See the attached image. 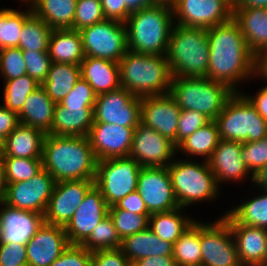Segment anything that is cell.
Listing matches in <instances>:
<instances>
[{
	"label": "cell",
	"instance_id": "1",
	"mask_svg": "<svg viewBox=\"0 0 267 266\" xmlns=\"http://www.w3.org/2000/svg\"><path fill=\"white\" fill-rule=\"evenodd\" d=\"M207 36L210 59L206 77L237 92L236 83L255 74V56L249 51L240 25L232 18L207 29Z\"/></svg>",
	"mask_w": 267,
	"mask_h": 266
},
{
	"label": "cell",
	"instance_id": "2",
	"mask_svg": "<svg viewBox=\"0 0 267 266\" xmlns=\"http://www.w3.org/2000/svg\"><path fill=\"white\" fill-rule=\"evenodd\" d=\"M43 168L56 182L94 180L97 159L88 137L46 134L42 151Z\"/></svg>",
	"mask_w": 267,
	"mask_h": 266
},
{
	"label": "cell",
	"instance_id": "3",
	"mask_svg": "<svg viewBox=\"0 0 267 266\" xmlns=\"http://www.w3.org/2000/svg\"><path fill=\"white\" fill-rule=\"evenodd\" d=\"M176 20L172 6L153 4L127 18L128 49L148 55L166 56L170 34Z\"/></svg>",
	"mask_w": 267,
	"mask_h": 266
},
{
	"label": "cell",
	"instance_id": "4",
	"mask_svg": "<svg viewBox=\"0 0 267 266\" xmlns=\"http://www.w3.org/2000/svg\"><path fill=\"white\" fill-rule=\"evenodd\" d=\"M121 87L138 97L169 93L172 73L164 55L127 50L118 62Z\"/></svg>",
	"mask_w": 267,
	"mask_h": 266
},
{
	"label": "cell",
	"instance_id": "5",
	"mask_svg": "<svg viewBox=\"0 0 267 266\" xmlns=\"http://www.w3.org/2000/svg\"><path fill=\"white\" fill-rule=\"evenodd\" d=\"M209 56L207 29L174 24L166 53L173 77H206Z\"/></svg>",
	"mask_w": 267,
	"mask_h": 266
},
{
	"label": "cell",
	"instance_id": "6",
	"mask_svg": "<svg viewBox=\"0 0 267 266\" xmlns=\"http://www.w3.org/2000/svg\"><path fill=\"white\" fill-rule=\"evenodd\" d=\"M234 93L227 84L207 77H173L169 90L181 110L203 113L210 120L216 119Z\"/></svg>",
	"mask_w": 267,
	"mask_h": 266
},
{
	"label": "cell",
	"instance_id": "7",
	"mask_svg": "<svg viewBox=\"0 0 267 266\" xmlns=\"http://www.w3.org/2000/svg\"><path fill=\"white\" fill-rule=\"evenodd\" d=\"M223 140L252 142L267 136V121L256 111L245 94L237 91L215 119Z\"/></svg>",
	"mask_w": 267,
	"mask_h": 266
},
{
	"label": "cell",
	"instance_id": "8",
	"mask_svg": "<svg viewBox=\"0 0 267 266\" xmlns=\"http://www.w3.org/2000/svg\"><path fill=\"white\" fill-rule=\"evenodd\" d=\"M167 167L180 208L217 197L219 188L208 161L199 164L187 159L174 160Z\"/></svg>",
	"mask_w": 267,
	"mask_h": 266
},
{
	"label": "cell",
	"instance_id": "9",
	"mask_svg": "<svg viewBox=\"0 0 267 266\" xmlns=\"http://www.w3.org/2000/svg\"><path fill=\"white\" fill-rule=\"evenodd\" d=\"M140 164L131 157L97 161L94 185L110 207L137 190Z\"/></svg>",
	"mask_w": 267,
	"mask_h": 266
},
{
	"label": "cell",
	"instance_id": "10",
	"mask_svg": "<svg viewBox=\"0 0 267 266\" xmlns=\"http://www.w3.org/2000/svg\"><path fill=\"white\" fill-rule=\"evenodd\" d=\"M85 56L119 62L128 50L125 23L104 19L78 30Z\"/></svg>",
	"mask_w": 267,
	"mask_h": 266
},
{
	"label": "cell",
	"instance_id": "11",
	"mask_svg": "<svg viewBox=\"0 0 267 266\" xmlns=\"http://www.w3.org/2000/svg\"><path fill=\"white\" fill-rule=\"evenodd\" d=\"M201 266H242L229 223L219 218L213 224L200 222Z\"/></svg>",
	"mask_w": 267,
	"mask_h": 266
},
{
	"label": "cell",
	"instance_id": "12",
	"mask_svg": "<svg viewBox=\"0 0 267 266\" xmlns=\"http://www.w3.org/2000/svg\"><path fill=\"white\" fill-rule=\"evenodd\" d=\"M56 181L44 168L28 181L6 183L2 202L10 207L44 216Z\"/></svg>",
	"mask_w": 267,
	"mask_h": 266
},
{
	"label": "cell",
	"instance_id": "13",
	"mask_svg": "<svg viewBox=\"0 0 267 266\" xmlns=\"http://www.w3.org/2000/svg\"><path fill=\"white\" fill-rule=\"evenodd\" d=\"M93 112V123L137 127L141 123V97L120 87L97 95Z\"/></svg>",
	"mask_w": 267,
	"mask_h": 266
},
{
	"label": "cell",
	"instance_id": "14",
	"mask_svg": "<svg viewBox=\"0 0 267 266\" xmlns=\"http://www.w3.org/2000/svg\"><path fill=\"white\" fill-rule=\"evenodd\" d=\"M174 24L210 29L233 18V5L228 0H176L172 5Z\"/></svg>",
	"mask_w": 267,
	"mask_h": 266
},
{
	"label": "cell",
	"instance_id": "15",
	"mask_svg": "<svg viewBox=\"0 0 267 266\" xmlns=\"http://www.w3.org/2000/svg\"><path fill=\"white\" fill-rule=\"evenodd\" d=\"M177 146L153 128L140 123L133 133L129 157L141 167H166L176 155Z\"/></svg>",
	"mask_w": 267,
	"mask_h": 266
},
{
	"label": "cell",
	"instance_id": "16",
	"mask_svg": "<svg viewBox=\"0 0 267 266\" xmlns=\"http://www.w3.org/2000/svg\"><path fill=\"white\" fill-rule=\"evenodd\" d=\"M137 191L150 214L179 208L168 167H141Z\"/></svg>",
	"mask_w": 267,
	"mask_h": 266
},
{
	"label": "cell",
	"instance_id": "17",
	"mask_svg": "<svg viewBox=\"0 0 267 266\" xmlns=\"http://www.w3.org/2000/svg\"><path fill=\"white\" fill-rule=\"evenodd\" d=\"M108 215L109 206L99 189L93 185L64 226L69 244L82 245L95 227Z\"/></svg>",
	"mask_w": 267,
	"mask_h": 266
},
{
	"label": "cell",
	"instance_id": "18",
	"mask_svg": "<svg viewBox=\"0 0 267 266\" xmlns=\"http://www.w3.org/2000/svg\"><path fill=\"white\" fill-rule=\"evenodd\" d=\"M94 180H70L56 182L44 214V222L65 226L82 203Z\"/></svg>",
	"mask_w": 267,
	"mask_h": 266
},
{
	"label": "cell",
	"instance_id": "19",
	"mask_svg": "<svg viewBox=\"0 0 267 266\" xmlns=\"http://www.w3.org/2000/svg\"><path fill=\"white\" fill-rule=\"evenodd\" d=\"M135 128L93 123L87 137L97 161L128 157Z\"/></svg>",
	"mask_w": 267,
	"mask_h": 266
},
{
	"label": "cell",
	"instance_id": "20",
	"mask_svg": "<svg viewBox=\"0 0 267 266\" xmlns=\"http://www.w3.org/2000/svg\"><path fill=\"white\" fill-rule=\"evenodd\" d=\"M181 108L168 94L141 97V123L153 128L176 145Z\"/></svg>",
	"mask_w": 267,
	"mask_h": 266
},
{
	"label": "cell",
	"instance_id": "21",
	"mask_svg": "<svg viewBox=\"0 0 267 266\" xmlns=\"http://www.w3.org/2000/svg\"><path fill=\"white\" fill-rule=\"evenodd\" d=\"M68 245L63 226L43 222L26 243L28 266H50Z\"/></svg>",
	"mask_w": 267,
	"mask_h": 266
},
{
	"label": "cell",
	"instance_id": "22",
	"mask_svg": "<svg viewBox=\"0 0 267 266\" xmlns=\"http://www.w3.org/2000/svg\"><path fill=\"white\" fill-rule=\"evenodd\" d=\"M222 217L229 223L242 266H266L267 230L237 223L228 213Z\"/></svg>",
	"mask_w": 267,
	"mask_h": 266
},
{
	"label": "cell",
	"instance_id": "23",
	"mask_svg": "<svg viewBox=\"0 0 267 266\" xmlns=\"http://www.w3.org/2000/svg\"><path fill=\"white\" fill-rule=\"evenodd\" d=\"M0 243L26 244L44 222L43 215L10 207L0 201Z\"/></svg>",
	"mask_w": 267,
	"mask_h": 266
},
{
	"label": "cell",
	"instance_id": "24",
	"mask_svg": "<svg viewBox=\"0 0 267 266\" xmlns=\"http://www.w3.org/2000/svg\"><path fill=\"white\" fill-rule=\"evenodd\" d=\"M241 152L242 142L220 139L208 160L218 187L223 181H242L250 173L241 157Z\"/></svg>",
	"mask_w": 267,
	"mask_h": 266
},
{
	"label": "cell",
	"instance_id": "25",
	"mask_svg": "<svg viewBox=\"0 0 267 266\" xmlns=\"http://www.w3.org/2000/svg\"><path fill=\"white\" fill-rule=\"evenodd\" d=\"M233 19L255 57L267 49V8H233Z\"/></svg>",
	"mask_w": 267,
	"mask_h": 266
},
{
	"label": "cell",
	"instance_id": "26",
	"mask_svg": "<svg viewBox=\"0 0 267 266\" xmlns=\"http://www.w3.org/2000/svg\"><path fill=\"white\" fill-rule=\"evenodd\" d=\"M94 107H69L55 103L51 135L87 137L94 122Z\"/></svg>",
	"mask_w": 267,
	"mask_h": 266
},
{
	"label": "cell",
	"instance_id": "27",
	"mask_svg": "<svg viewBox=\"0 0 267 266\" xmlns=\"http://www.w3.org/2000/svg\"><path fill=\"white\" fill-rule=\"evenodd\" d=\"M81 77L99 95L121 87L119 63L85 56L80 64Z\"/></svg>",
	"mask_w": 267,
	"mask_h": 266
},
{
	"label": "cell",
	"instance_id": "28",
	"mask_svg": "<svg viewBox=\"0 0 267 266\" xmlns=\"http://www.w3.org/2000/svg\"><path fill=\"white\" fill-rule=\"evenodd\" d=\"M54 107L55 103L47 95L44 87L40 85L26 98L21 111L18 113L19 122L37 128L45 134H50Z\"/></svg>",
	"mask_w": 267,
	"mask_h": 266
},
{
	"label": "cell",
	"instance_id": "29",
	"mask_svg": "<svg viewBox=\"0 0 267 266\" xmlns=\"http://www.w3.org/2000/svg\"><path fill=\"white\" fill-rule=\"evenodd\" d=\"M45 136L43 131L20 123L6 137L2 157L42 159Z\"/></svg>",
	"mask_w": 267,
	"mask_h": 266
},
{
	"label": "cell",
	"instance_id": "30",
	"mask_svg": "<svg viewBox=\"0 0 267 266\" xmlns=\"http://www.w3.org/2000/svg\"><path fill=\"white\" fill-rule=\"evenodd\" d=\"M172 248V243L160 239L149 228L125 237L120 247L131 263L154 255L172 256Z\"/></svg>",
	"mask_w": 267,
	"mask_h": 266
},
{
	"label": "cell",
	"instance_id": "31",
	"mask_svg": "<svg viewBox=\"0 0 267 266\" xmlns=\"http://www.w3.org/2000/svg\"><path fill=\"white\" fill-rule=\"evenodd\" d=\"M48 53L52 62L80 65L85 55L80 32L75 29H53Z\"/></svg>",
	"mask_w": 267,
	"mask_h": 266
},
{
	"label": "cell",
	"instance_id": "32",
	"mask_svg": "<svg viewBox=\"0 0 267 266\" xmlns=\"http://www.w3.org/2000/svg\"><path fill=\"white\" fill-rule=\"evenodd\" d=\"M77 0H33L32 13L52 29H73Z\"/></svg>",
	"mask_w": 267,
	"mask_h": 266
},
{
	"label": "cell",
	"instance_id": "33",
	"mask_svg": "<svg viewBox=\"0 0 267 266\" xmlns=\"http://www.w3.org/2000/svg\"><path fill=\"white\" fill-rule=\"evenodd\" d=\"M81 78L80 65L52 62L41 84L54 103H60Z\"/></svg>",
	"mask_w": 267,
	"mask_h": 266
},
{
	"label": "cell",
	"instance_id": "34",
	"mask_svg": "<svg viewBox=\"0 0 267 266\" xmlns=\"http://www.w3.org/2000/svg\"><path fill=\"white\" fill-rule=\"evenodd\" d=\"M182 209L152 213L148 228L160 239L174 244L195 221L180 214Z\"/></svg>",
	"mask_w": 267,
	"mask_h": 266
},
{
	"label": "cell",
	"instance_id": "35",
	"mask_svg": "<svg viewBox=\"0 0 267 266\" xmlns=\"http://www.w3.org/2000/svg\"><path fill=\"white\" fill-rule=\"evenodd\" d=\"M220 141L218 126L215 120H210L201 128L194 131L177 145V151L187 156H205L208 161Z\"/></svg>",
	"mask_w": 267,
	"mask_h": 266
},
{
	"label": "cell",
	"instance_id": "36",
	"mask_svg": "<svg viewBox=\"0 0 267 266\" xmlns=\"http://www.w3.org/2000/svg\"><path fill=\"white\" fill-rule=\"evenodd\" d=\"M200 222L194 221L173 244L176 266H201Z\"/></svg>",
	"mask_w": 267,
	"mask_h": 266
},
{
	"label": "cell",
	"instance_id": "37",
	"mask_svg": "<svg viewBox=\"0 0 267 266\" xmlns=\"http://www.w3.org/2000/svg\"><path fill=\"white\" fill-rule=\"evenodd\" d=\"M52 28L32 14L23 24L18 47L21 50L48 52Z\"/></svg>",
	"mask_w": 267,
	"mask_h": 266
},
{
	"label": "cell",
	"instance_id": "38",
	"mask_svg": "<svg viewBox=\"0 0 267 266\" xmlns=\"http://www.w3.org/2000/svg\"><path fill=\"white\" fill-rule=\"evenodd\" d=\"M255 198L233 206L228 214L240 224L267 230V191Z\"/></svg>",
	"mask_w": 267,
	"mask_h": 266
},
{
	"label": "cell",
	"instance_id": "39",
	"mask_svg": "<svg viewBox=\"0 0 267 266\" xmlns=\"http://www.w3.org/2000/svg\"><path fill=\"white\" fill-rule=\"evenodd\" d=\"M32 14L31 7L26 12L11 8L0 10V49L18 47L23 24Z\"/></svg>",
	"mask_w": 267,
	"mask_h": 266
},
{
	"label": "cell",
	"instance_id": "40",
	"mask_svg": "<svg viewBox=\"0 0 267 266\" xmlns=\"http://www.w3.org/2000/svg\"><path fill=\"white\" fill-rule=\"evenodd\" d=\"M4 82L3 106L17 114L21 111L28 95L41 85L28 74Z\"/></svg>",
	"mask_w": 267,
	"mask_h": 266
},
{
	"label": "cell",
	"instance_id": "41",
	"mask_svg": "<svg viewBox=\"0 0 267 266\" xmlns=\"http://www.w3.org/2000/svg\"><path fill=\"white\" fill-rule=\"evenodd\" d=\"M121 244L122 240L112 218L108 215L95 227L82 246L92 253L98 250L119 249Z\"/></svg>",
	"mask_w": 267,
	"mask_h": 266
},
{
	"label": "cell",
	"instance_id": "42",
	"mask_svg": "<svg viewBox=\"0 0 267 266\" xmlns=\"http://www.w3.org/2000/svg\"><path fill=\"white\" fill-rule=\"evenodd\" d=\"M109 215L119 237L123 240L127 236L146 230L151 214H135L112 205L109 207Z\"/></svg>",
	"mask_w": 267,
	"mask_h": 266
},
{
	"label": "cell",
	"instance_id": "43",
	"mask_svg": "<svg viewBox=\"0 0 267 266\" xmlns=\"http://www.w3.org/2000/svg\"><path fill=\"white\" fill-rule=\"evenodd\" d=\"M6 183L28 181L43 169L42 159L2 157Z\"/></svg>",
	"mask_w": 267,
	"mask_h": 266
},
{
	"label": "cell",
	"instance_id": "44",
	"mask_svg": "<svg viewBox=\"0 0 267 266\" xmlns=\"http://www.w3.org/2000/svg\"><path fill=\"white\" fill-rule=\"evenodd\" d=\"M0 73L5 81L27 74L23 52L19 47L0 49Z\"/></svg>",
	"mask_w": 267,
	"mask_h": 266
},
{
	"label": "cell",
	"instance_id": "45",
	"mask_svg": "<svg viewBox=\"0 0 267 266\" xmlns=\"http://www.w3.org/2000/svg\"><path fill=\"white\" fill-rule=\"evenodd\" d=\"M104 19L100 0H77L73 29L80 30Z\"/></svg>",
	"mask_w": 267,
	"mask_h": 266
},
{
	"label": "cell",
	"instance_id": "46",
	"mask_svg": "<svg viewBox=\"0 0 267 266\" xmlns=\"http://www.w3.org/2000/svg\"><path fill=\"white\" fill-rule=\"evenodd\" d=\"M241 157L251 175L267 165V136L257 141L243 142Z\"/></svg>",
	"mask_w": 267,
	"mask_h": 266
},
{
	"label": "cell",
	"instance_id": "47",
	"mask_svg": "<svg viewBox=\"0 0 267 266\" xmlns=\"http://www.w3.org/2000/svg\"><path fill=\"white\" fill-rule=\"evenodd\" d=\"M26 65V73L42 84L47 77L51 66V58L48 52L22 50Z\"/></svg>",
	"mask_w": 267,
	"mask_h": 266
},
{
	"label": "cell",
	"instance_id": "48",
	"mask_svg": "<svg viewBox=\"0 0 267 266\" xmlns=\"http://www.w3.org/2000/svg\"><path fill=\"white\" fill-rule=\"evenodd\" d=\"M96 98L97 94L89 83L81 77L60 104L66 108L94 107Z\"/></svg>",
	"mask_w": 267,
	"mask_h": 266
},
{
	"label": "cell",
	"instance_id": "49",
	"mask_svg": "<svg viewBox=\"0 0 267 266\" xmlns=\"http://www.w3.org/2000/svg\"><path fill=\"white\" fill-rule=\"evenodd\" d=\"M209 121L210 119L203 113L193 110H181L176 133V146Z\"/></svg>",
	"mask_w": 267,
	"mask_h": 266
},
{
	"label": "cell",
	"instance_id": "50",
	"mask_svg": "<svg viewBox=\"0 0 267 266\" xmlns=\"http://www.w3.org/2000/svg\"><path fill=\"white\" fill-rule=\"evenodd\" d=\"M92 253L82 245H68L50 266H91Z\"/></svg>",
	"mask_w": 267,
	"mask_h": 266
},
{
	"label": "cell",
	"instance_id": "51",
	"mask_svg": "<svg viewBox=\"0 0 267 266\" xmlns=\"http://www.w3.org/2000/svg\"><path fill=\"white\" fill-rule=\"evenodd\" d=\"M0 266H28L26 244L0 243Z\"/></svg>",
	"mask_w": 267,
	"mask_h": 266
},
{
	"label": "cell",
	"instance_id": "52",
	"mask_svg": "<svg viewBox=\"0 0 267 266\" xmlns=\"http://www.w3.org/2000/svg\"><path fill=\"white\" fill-rule=\"evenodd\" d=\"M91 266H132V263L119 248L92 252Z\"/></svg>",
	"mask_w": 267,
	"mask_h": 266
},
{
	"label": "cell",
	"instance_id": "53",
	"mask_svg": "<svg viewBox=\"0 0 267 266\" xmlns=\"http://www.w3.org/2000/svg\"><path fill=\"white\" fill-rule=\"evenodd\" d=\"M102 12L105 19L116 20L125 23L131 14L125 4L124 0H100Z\"/></svg>",
	"mask_w": 267,
	"mask_h": 266
},
{
	"label": "cell",
	"instance_id": "54",
	"mask_svg": "<svg viewBox=\"0 0 267 266\" xmlns=\"http://www.w3.org/2000/svg\"><path fill=\"white\" fill-rule=\"evenodd\" d=\"M119 209L127 210L135 214H150L145 206L141 195L136 190L129 193L123 199H120L117 203L114 204Z\"/></svg>",
	"mask_w": 267,
	"mask_h": 266
},
{
	"label": "cell",
	"instance_id": "55",
	"mask_svg": "<svg viewBox=\"0 0 267 266\" xmlns=\"http://www.w3.org/2000/svg\"><path fill=\"white\" fill-rule=\"evenodd\" d=\"M19 124L18 114L0 105V136L4 140Z\"/></svg>",
	"mask_w": 267,
	"mask_h": 266
},
{
	"label": "cell",
	"instance_id": "56",
	"mask_svg": "<svg viewBox=\"0 0 267 266\" xmlns=\"http://www.w3.org/2000/svg\"><path fill=\"white\" fill-rule=\"evenodd\" d=\"M256 108L258 114L267 121V85L262 87L256 96L245 95Z\"/></svg>",
	"mask_w": 267,
	"mask_h": 266
},
{
	"label": "cell",
	"instance_id": "57",
	"mask_svg": "<svg viewBox=\"0 0 267 266\" xmlns=\"http://www.w3.org/2000/svg\"><path fill=\"white\" fill-rule=\"evenodd\" d=\"M132 266H176L172 256H149L132 263Z\"/></svg>",
	"mask_w": 267,
	"mask_h": 266
},
{
	"label": "cell",
	"instance_id": "58",
	"mask_svg": "<svg viewBox=\"0 0 267 266\" xmlns=\"http://www.w3.org/2000/svg\"><path fill=\"white\" fill-rule=\"evenodd\" d=\"M261 76L267 81V49L255 57V76Z\"/></svg>",
	"mask_w": 267,
	"mask_h": 266
},
{
	"label": "cell",
	"instance_id": "59",
	"mask_svg": "<svg viewBox=\"0 0 267 266\" xmlns=\"http://www.w3.org/2000/svg\"><path fill=\"white\" fill-rule=\"evenodd\" d=\"M124 4L127 10L132 13L152 6L155 3L153 0H124Z\"/></svg>",
	"mask_w": 267,
	"mask_h": 266
},
{
	"label": "cell",
	"instance_id": "60",
	"mask_svg": "<svg viewBox=\"0 0 267 266\" xmlns=\"http://www.w3.org/2000/svg\"><path fill=\"white\" fill-rule=\"evenodd\" d=\"M267 8V0H235L233 8Z\"/></svg>",
	"mask_w": 267,
	"mask_h": 266
},
{
	"label": "cell",
	"instance_id": "61",
	"mask_svg": "<svg viewBox=\"0 0 267 266\" xmlns=\"http://www.w3.org/2000/svg\"><path fill=\"white\" fill-rule=\"evenodd\" d=\"M251 178L254 185H258V189L260 186V189L267 191V165L253 174Z\"/></svg>",
	"mask_w": 267,
	"mask_h": 266
},
{
	"label": "cell",
	"instance_id": "62",
	"mask_svg": "<svg viewBox=\"0 0 267 266\" xmlns=\"http://www.w3.org/2000/svg\"><path fill=\"white\" fill-rule=\"evenodd\" d=\"M5 192H6V182H5L4 165L2 158H0V201L3 200Z\"/></svg>",
	"mask_w": 267,
	"mask_h": 266
},
{
	"label": "cell",
	"instance_id": "63",
	"mask_svg": "<svg viewBox=\"0 0 267 266\" xmlns=\"http://www.w3.org/2000/svg\"><path fill=\"white\" fill-rule=\"evenodd\" d=\"M153 2L157 4H166L172 6L176 2V0H153Z\"/></svg>",
	"mask_w": 267,
	"mask_h": 266
},
{
	"label": "cell",
	"instance_id": "64",
	"mask_svg": "<svg viewBox=\"0 0 267 266\" xmlns=\"http://www.w3.org/2000/svg\"><path fill=\"white\" fill-rule=\"evenodd\" d=\"M5 140L0 136V158L4 155Z\"/></svg>",
	"mask_w": 267,
	"mask_h": 266
},
{
	"label": "cell",
	"instance_id": "65",
	"mask_svg": "<svg viewBox=\"0 0 267 266\" xmlns=\"http://www.w3.org/2000/svg\"><path fill=\"white\" fill-rule=\"evenodd\" d=\"M232 5L234 4L235 0H228Z\"/></svg>",
	"mask_w": 267,
	"mask_h": 266
},
{
	"label": "cell",
	"instance_id": "66",
	"mask_svg": "<svg viewBox=\"0 0 267 266\" xmlns=\"http://www.w3.org/2000/svg\"><path fill=\"white\" fill-rule=\"evenodd\" d=\"M22 1H26L27 3L30 2V4H31V2H32L33 0H22Z\"/></svg>",
	"mask_w": 267,
	"mask_h": 266
}]
</instances>
